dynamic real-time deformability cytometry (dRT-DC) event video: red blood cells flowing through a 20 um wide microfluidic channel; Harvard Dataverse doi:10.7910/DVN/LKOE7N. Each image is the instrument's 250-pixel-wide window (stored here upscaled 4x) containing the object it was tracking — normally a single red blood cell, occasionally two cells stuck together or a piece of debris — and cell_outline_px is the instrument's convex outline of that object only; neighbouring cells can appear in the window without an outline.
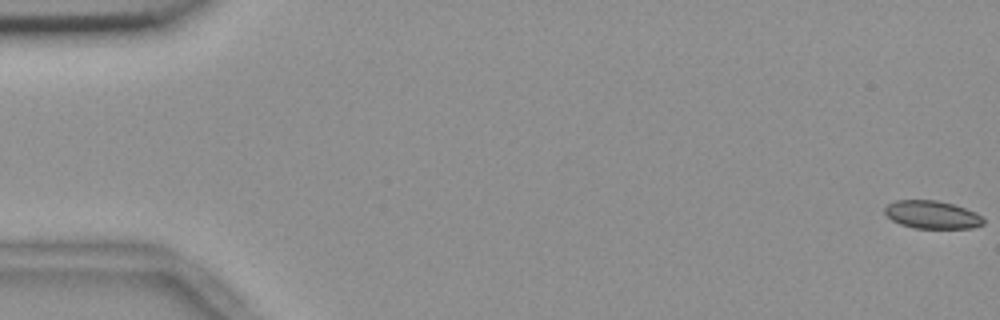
{"species": "common noctule bat (a hibernating species)", "species_latin": "Nyctalus noctula", "temperature_condition": "room temperature", "stored_images_in_passage": 56, "camera_frame_rate_fps": 3000, "um_per_image_px": 0.085, "animal": {"sex": "female", "body_mass_g": 18.4}, "frame": {"image": 1, "passage_image": 1, "time_ms": 0.0, "image_size_px": [1000, 320], "cell_outline_px": [[984, 224], [972, 228], [912, 228], [900, 224], [892, 220], [884, 212], [884, 208], [888, 204], [896, 200], [936, 200], [952, 204], [976, 212], [984, 220]], "centroid_in_image_um": [79.21, 18.25], "position_along_channel_um": 5.8, "area_um2": 16.01}}
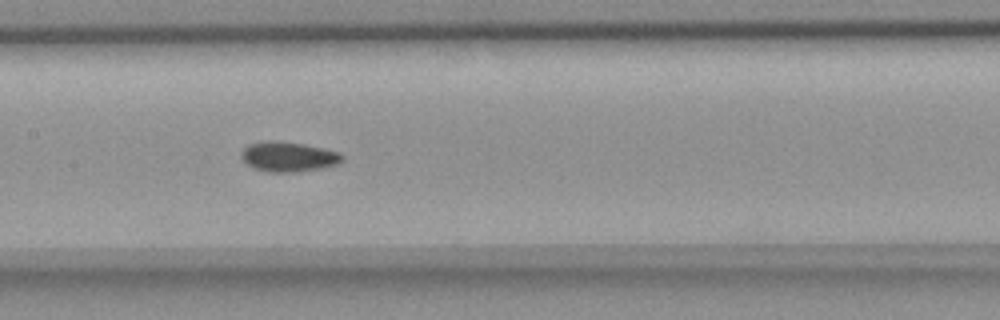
{"frame": {"image": 2, "passage_image": 28, "time_ms": 9.0, "image_size_px": [1000, 320], "cell_outline_px": [[344, 160], [336, 164], [320, 168], [300, 172], [268, 172], [252, 168], [240, 156], [240, 152], [248, 144], [264, 140], [280, 140], [304, 144], [324, 148], [340, 152], [344, 156]], "centroid_in_image_um": [24.5, 13.3], "position_along_channel_um": 182.9, "area_um2": 17.92}}
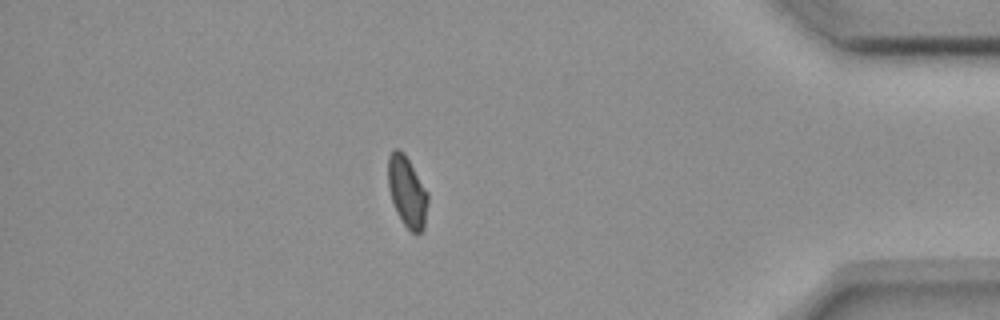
{"frame": {"image": 3, "passage_image": 49, "time_ms": 16.0, "image_size_px": [1000, 320], "cell_outline_px": [[428, 200], [424, 228], [416, 236], [404, 224], [392, 200], [388, 188], [388, 156], [392, 148], [400, 148], [404, 152], [428, 192]], "centroid_in_image_um": [34.6, 16.25], "position_along_channel_um": 400.6, "area_um2": 16.42}, "authors_computed_cell_mechanics": {"area_um2": 16.9354, "velocity_mm_per_s": 3.6738, "shape_relaxation_time_tau1_ms": null, "shape_relaxation_time_tau2_ms": 2.1194, "deformation_change_tau1": null, "deformation_change_tau2": 0.0626}}